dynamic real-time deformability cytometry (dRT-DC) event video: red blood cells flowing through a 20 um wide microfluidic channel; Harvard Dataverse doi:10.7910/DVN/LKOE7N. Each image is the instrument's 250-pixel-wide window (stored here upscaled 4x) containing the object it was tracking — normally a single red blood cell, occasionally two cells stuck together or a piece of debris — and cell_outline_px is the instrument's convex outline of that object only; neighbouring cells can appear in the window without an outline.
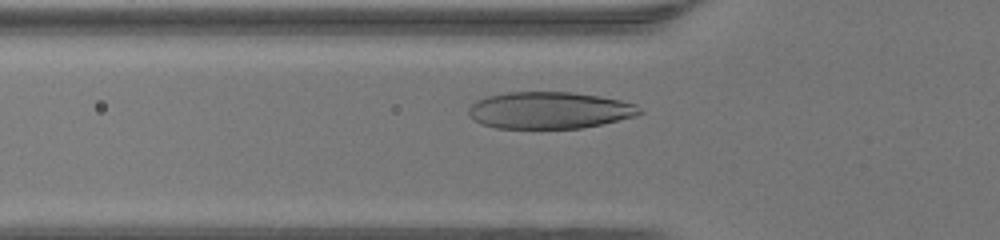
{"species": "human", "species_latin": "Homo sapiens", "temperature_condition": "warm", "stored_images_in_passage": 33, "camera_frame_rate_fps": 3000, "um_per_image_px": 0.085, "donor": {"sex": "female"}, "frame": {"image": 1, "passage_image": 9, "time_ms": 2.667, "image_size_px": [1000, 240], "cell_outline_px": [[644, 112], [636, 116], [600, 124], [580, 128], [496, 128], [480, 124], [468, 112], [468, 108], [476, 100], [488, 96], [508, 92], [572, 92], [600, 96], [620, 100], [636, 104]], "centroid_in_image_um": [46.72, 9.37], "position_along_channel_um": 79.1, "area_um2": 36.65}}
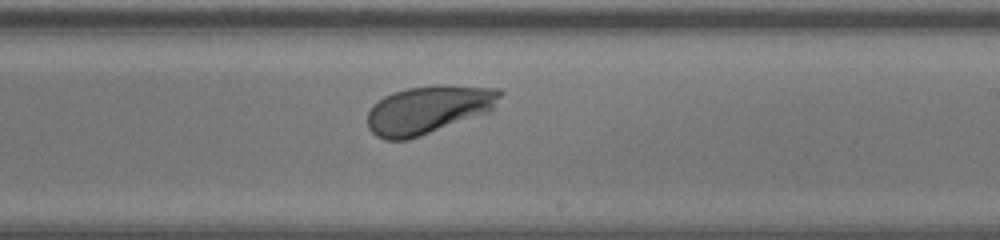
{"frame": {"image": 2, "passage_image": 21, "time_ms": 6.667, "image_size_px": [1000, 240], "cell_outline_px": [[504, 92], [492, 112], [408, 140], [384, 140], [376, 136], [368, 128], [368, 112], [372, 104], [384, 96], [392, 92], [408, 88], [436, 84], [444, 84], [500, 88]], "centroid_in_image_um": [36.46, 9.31], "position_along_channel_um": 252.5, "area_um2": 37.92}}
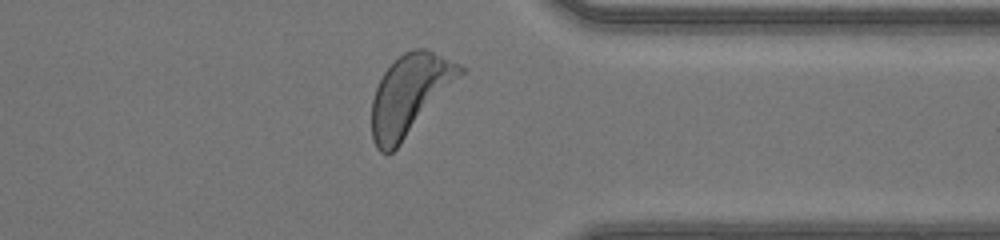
{"frame": {"image": 3, "passage_image": 30, "time_ms": 9.667, "image_size_px": [1000, 240], "cell_outline_px": [[468, 68], [400, 144], [392, 152], [380, 152], [376, 148], [372, 140], [372, 100], [376, 88], [384, 72], [404, 52], [412, 48], [424, 48], [460, 64]], "centroid_in_image_um": [34.82, 8.04], "position_along_channel_um": 376.6, "area_um2": 40.58}, "authors_computed_cell_mechanics": {"area_um2": 36.8764, "velocity_mm_per_s": 4.3522, "shape_relaxation_time_tau1_ms": 1.7087, "shape_relaxation_time_tau2_ms": null, "deformation_change_tau1": 0.1462, "deformation_change_tau2": null}}